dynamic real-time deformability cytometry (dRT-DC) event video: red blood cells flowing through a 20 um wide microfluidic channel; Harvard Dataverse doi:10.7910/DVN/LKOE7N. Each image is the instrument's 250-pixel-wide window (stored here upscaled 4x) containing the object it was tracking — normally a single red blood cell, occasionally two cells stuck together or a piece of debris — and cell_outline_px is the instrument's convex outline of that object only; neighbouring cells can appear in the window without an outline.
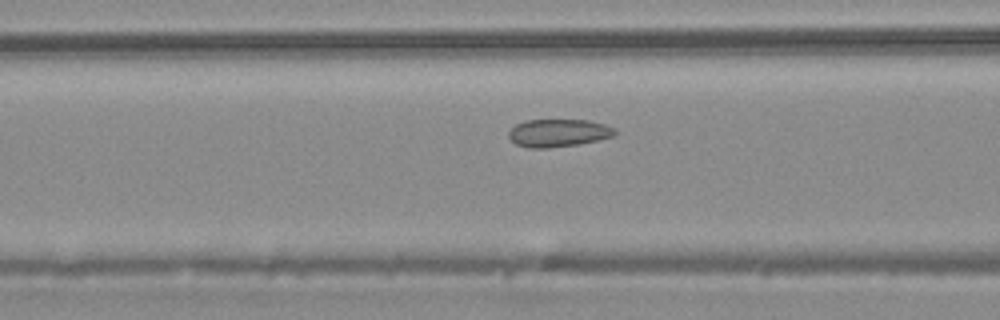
{"species": "common noctule bat (a hibernating species)", "species_latin": "Nyctalus noctula", "temperature_condition": "warm", "stored_images_in_passage": 24, "camera_frame_rate_fps": 3000, "um_per_image_px": 0.085, "animal": {"sex": "male", "body_mass_g": 20.4}, "frame": {"image": 1, "passage_image": 8, "time_ms": 2.333, "image_size_px": [1000, 320], "cell_outline_px": [[616, 132], [612, 136], [580, 144], [548, 148], [528, 148], [516, 144], [508, 136], [508, 132], [516, 124], [528, 120], [588, 120], [604, 124], [616, 128]], "centroid_in_image_um": [47.45, 11.3], "position_along_channel_um": 119.2, "area_um2": 17.11}}
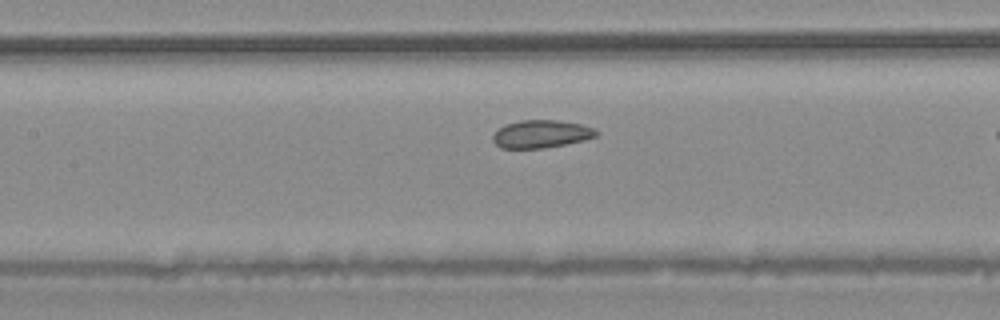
{"frame": {"image": 2, "passage_image": 11, "time_ms": 3.333, "image_size_px": [1000, 320], "cell_outline_px": [[600, 132], [596, 136], [584, 140], [544, 148], [500, 148], [492, 140], [492, 136], [504, 124], [520, 120], [556, 120], [580, 124], [596, 128]], "centroid_in_image_um": [46.01, 11.38], "position_along_channel_um": 161.4, "area_um2": 16.76}}
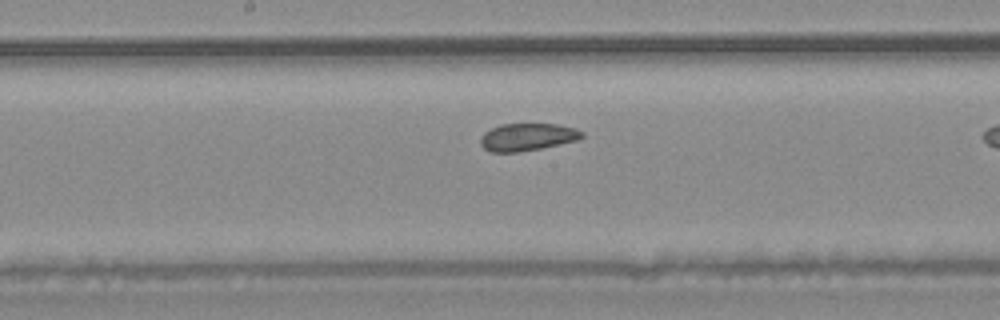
{"frame": {"image": 3, "passage_image": 14, "time_ms": 4.333, "image_size_px": [1000, 320], "cell_outline_px": [[584, 136], [576, 140], [540, 148], [520, 152], [488, 152], [480, 144], [480, 140], [484, 132], [500, 124], [556, 124], [576, 128], [584, 132]], "centroid_in_image_um": [44.81, 11.64], "position_along_channel_um": 203.4, "area_um2": 16.18}}